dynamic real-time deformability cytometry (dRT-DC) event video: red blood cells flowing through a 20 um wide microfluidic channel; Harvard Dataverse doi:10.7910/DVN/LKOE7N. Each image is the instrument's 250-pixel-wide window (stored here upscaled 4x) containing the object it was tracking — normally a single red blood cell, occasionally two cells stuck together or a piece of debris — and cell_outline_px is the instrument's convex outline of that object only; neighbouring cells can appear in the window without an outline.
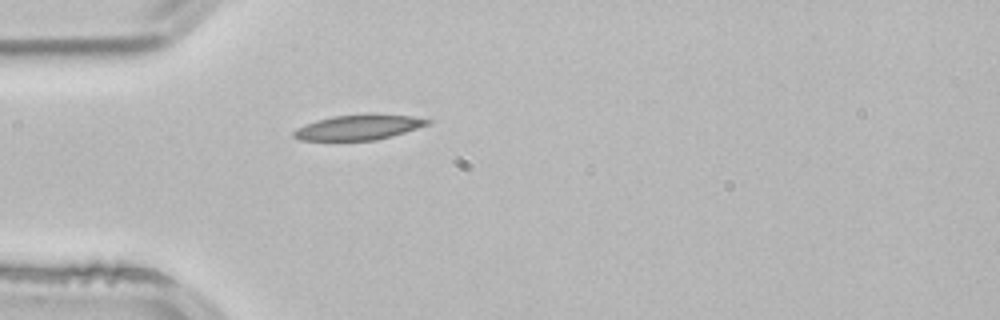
{"species": "common noctule bat (a hibernating species)", "species_latin": "Nyctalus noctula", "temperature_condition": "room temperature", "stored_images_in_passage": 3, "camera_frame_rate_fps": 3000, "um_per_image_px": 0.085, "animal": {"sex": "male", "body_mass_g": 21.5, "forearm_length_mm": 52.0}, "frame": {"image": 1, "passage_image": 3, "time_ms": 0.667, "image_size_px": [1000, 320], "cell_outline_px": [[432, 120], [428, 124], [392, 136], [376, 140], [300, 140], [292, 136], [292, 132], [296, 128], [304, 124], [316, 120], [332, 116], [364, 112], [372, 112], [412, 116]], "centroid_in_image_um": [30.45, 10.78], "position_along_channel_um": 54.5, "area_um2": 20.06}}